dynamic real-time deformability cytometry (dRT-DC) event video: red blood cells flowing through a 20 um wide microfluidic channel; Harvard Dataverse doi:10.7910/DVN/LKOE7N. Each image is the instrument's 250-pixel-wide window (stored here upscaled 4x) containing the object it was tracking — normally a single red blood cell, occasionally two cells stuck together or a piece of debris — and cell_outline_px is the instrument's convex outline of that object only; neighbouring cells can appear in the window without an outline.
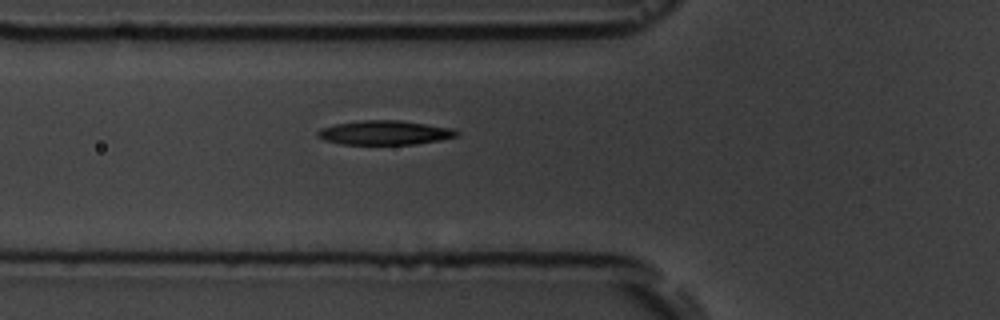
{"species": "common noctule bat (a hibernating species)", "species_latin": "Nyctalus noctula", "temperature_condition": "room temperature", "stored_images_in_passage": 5, "camera_frame_rate_fps": 3000, "um_per_image_px": 0.085, "animal": {"sex": "male", "body_mass_g": 19.5, "forearm_length_mm": 54.6}, "frame": {"image": 1, "passage_image": 5, "time_ms": 5.333, "image_size_px": [1000, 320], "cell_outline_px": [[460, 136], [440, 140], [416, 144], [340, 144], [324, 140], [316, 136], [316, 132], [320, 128], [336, 124], [360, 120], [400, 120], [452, 128], [460, 132]], "centroid_in_image_um": [32.7, 11.28], "position_along_channel_um": 93.1, "area_um2": 19.77}}